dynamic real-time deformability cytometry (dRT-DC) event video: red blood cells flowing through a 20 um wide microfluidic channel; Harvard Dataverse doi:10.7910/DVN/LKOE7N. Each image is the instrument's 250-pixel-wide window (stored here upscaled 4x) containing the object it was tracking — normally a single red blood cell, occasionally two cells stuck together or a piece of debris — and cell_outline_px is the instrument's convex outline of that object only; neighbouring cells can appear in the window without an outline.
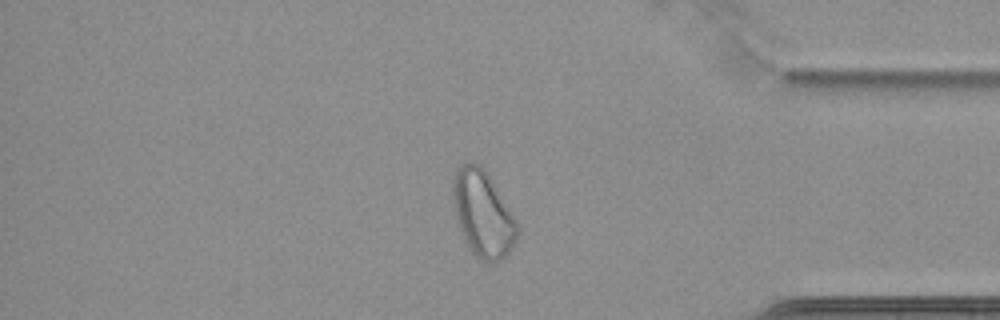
{"species": "common noctule bat (a hibernating species)", "species_latin": "Nyctalus noctula", "temperature_condition": "cold", "stored_images_in_passage": 67, "camera_frame_rate_fps": 3000, "um_per_image_px": 0.085, "animal": {"sex": "female", "body_mass_g": 22.7, "forearm_length_mm": 54.2}, "frame": {"image": 1, "passage_image": 58, "time_ms": 19.0, "image_size_px": [1000, 320], "cell_outline_px": [[520, 232], [512, 248], [500, 260], [492, 264], [488, 264], [480, 260], [472, 252], [456, 220], [452, 204], [452, 180], [460, 164], [480, 164], [484, 168], [516, 220]], "centroid_in_image_um": [41.04, 18.2], "position_along_channel_um": 394.2, "area_um2": 32.19}}